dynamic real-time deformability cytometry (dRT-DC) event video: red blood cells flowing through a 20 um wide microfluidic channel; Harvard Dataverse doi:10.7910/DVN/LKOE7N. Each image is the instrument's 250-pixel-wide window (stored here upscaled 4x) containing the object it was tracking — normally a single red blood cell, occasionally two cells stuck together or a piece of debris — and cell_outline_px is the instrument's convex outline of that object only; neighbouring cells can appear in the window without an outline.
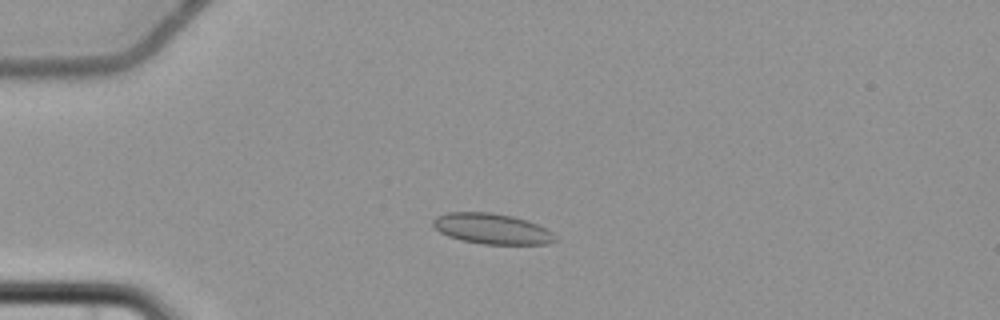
{"species": "common noctule bat (a hibernating species)", "species_latin": "Nyctalus noctula", "temperature_condition": "cold", "stored_images_in_passage": 4, "camera_frame_rate_fps": 3000, "um_per_image_px": 0.085, "animal": {"sex": "female", "body_mass_g": 22.7, "forearm_length_mm": 54.2}, "frame": {"image": 1, "passage_image": 3, "time_ms": 3.0, "image_size_px": [1000, 320], "cell_outline_px": [[556, 240], [548, 244], [480, 244], [460, 240], [448, 236], [440, 232], [432, 224], [432, 220], [436, 216], [448, 212], [492, 212], [512, 216], [528, 220], [552, 232], [556, 236]], "centroid_in_image_um": [41.79, 19.44], "position_along_channel_um": 43.2, "area_um2": 21.85}}